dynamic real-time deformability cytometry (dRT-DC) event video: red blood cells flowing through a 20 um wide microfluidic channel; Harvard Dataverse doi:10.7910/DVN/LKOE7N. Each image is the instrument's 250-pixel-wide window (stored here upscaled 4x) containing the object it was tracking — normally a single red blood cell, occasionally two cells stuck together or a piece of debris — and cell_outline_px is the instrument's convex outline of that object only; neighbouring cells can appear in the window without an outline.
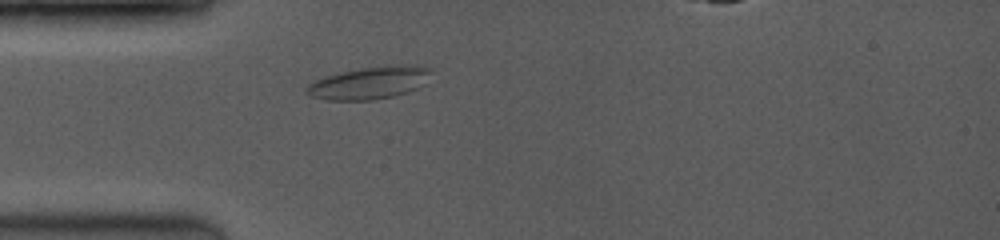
{"species": "common noctule bat (a hibernating species)", "species_latin": "Nyctalus noctula", "temperature_condition": "room temperature", "stored_images_in_passage": 3, "camera_frame_rate_fps": 3500, "um_per_image_px": 0.085, "animal": {"sex": "female", "body_mass_g": 19.0, "forearm_length_mm": 53.3}, "frame": {"image": 1, "passage_image": 1, "time_ms": 0.0, "image_size_px": [1000, 240], "cell_outline_px": [[432, 68], [424, 84], [420, 88], [408, 92], [392, 96], [372, 100], [324, 100], [312, 96], [304, 92], [304, 88], [308, 84], [316, 80], [328, 76], [344, 72], [364, 68], [412, 64]], "centroid_in_image_um": [31.41, 7.06], "position_along_channel_um": 53.6, "area_um2": 23.24}}